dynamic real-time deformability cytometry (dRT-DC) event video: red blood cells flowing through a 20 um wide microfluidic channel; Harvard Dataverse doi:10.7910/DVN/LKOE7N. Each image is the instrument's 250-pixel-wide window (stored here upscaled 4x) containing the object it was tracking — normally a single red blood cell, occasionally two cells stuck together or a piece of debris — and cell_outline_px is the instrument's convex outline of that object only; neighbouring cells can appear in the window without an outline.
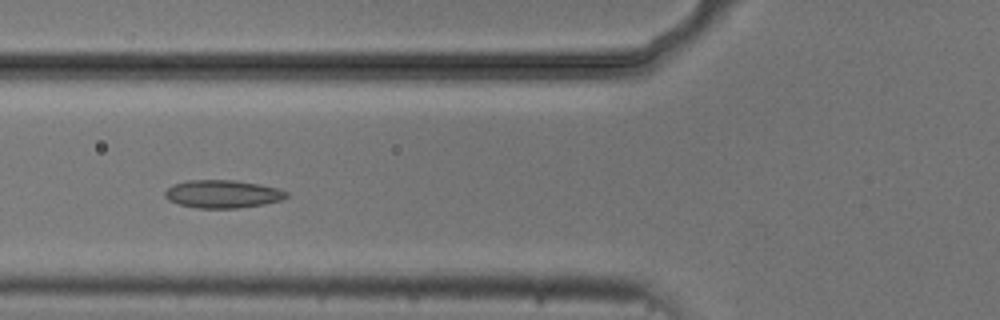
{"species": "common noctule bat (a hibernating species)", "species_latin": "Nyctalus noctula", "temperature_condition": "cold", "stored_images_in_passage": 7, "camera_frame_rate_fps": 3000, "um_per_image_px": 0.085, "animal": {"sex": "male", "body_mass_g": 20.5, "forearm_length_mm": 52.5}, "frame": {"image": 1, "passage_image": 5, "time_ms": 5.667, "image_size_px": [1000, 320], "cell_outline_px": [[288, 196], [284, 200], [264, 204], [240, 208], [196, 208], [180, 204], [168, 200], [164, 196], [164, 192], [172, 184], [188, 180], [236, 180], [260, 184], [276, 188], [288, 192]], "centroid_in_image_um": [18.93, 16.49], "position_along_channel_um": 106.9, "area_um2": 19.94}}
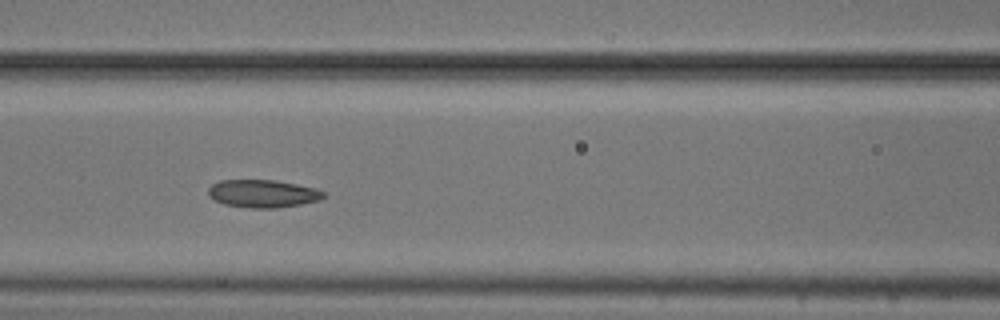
{"frame": {"image": 2, "passage_image": 6, "time_ms": 6.667, "image_size_px": [1000, 320], "cell_outline_px": [[328, 196], [320, 200], [300, 204], [276, 208], [248, 208], [224, 204], [208, 196], [208, 188], [212, 184], [220, 180], [272, 180], [296, 184], [316, 188], [328, 192]], "centroid_in_image_um": [22.38, 16.46], "position_along_channel_um": 144.2, "area_um2": 18.84}}
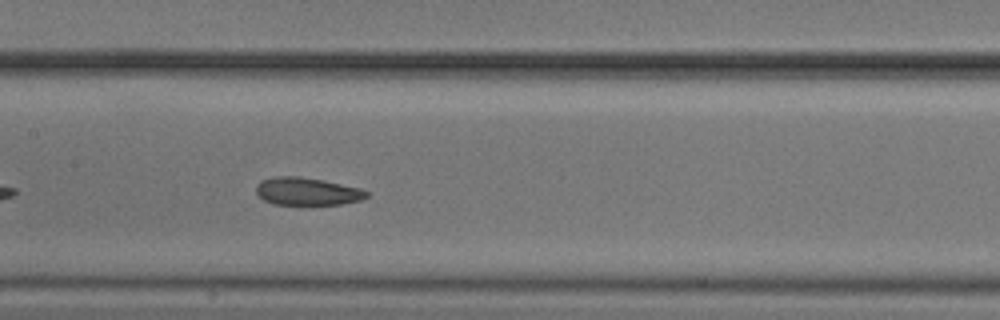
{"frame": {"image": 3, "passage_image": 7, "time_ms": 7.667, "image_size_px": [1000, 320], "cell_outline_px": [[368, 196], [360, 200], [340, 204], [272, 204], [264, 200], [256, 192], [256, 184], [260, 180], [276, 176], [300, 176], [324, 180], [360, 188], [368, 192]], "centroid_in_image_um": [26.08, 16.25], "position_along_channel_um": 181.3, "area_um2": 17.8}}